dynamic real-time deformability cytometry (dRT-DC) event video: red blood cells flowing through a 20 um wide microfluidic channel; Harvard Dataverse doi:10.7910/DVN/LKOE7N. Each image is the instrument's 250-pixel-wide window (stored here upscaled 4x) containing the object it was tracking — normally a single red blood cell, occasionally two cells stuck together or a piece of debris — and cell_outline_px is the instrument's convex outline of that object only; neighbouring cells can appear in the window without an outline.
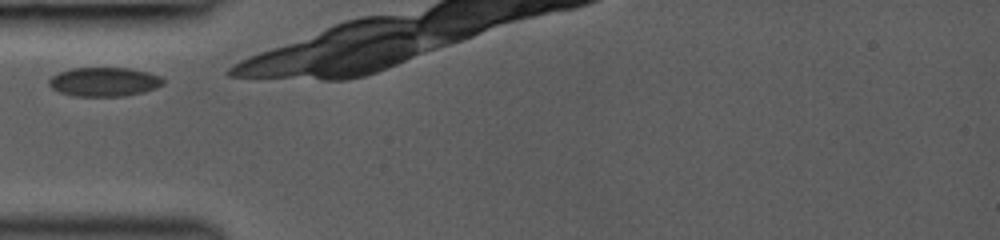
{"species": "common noctule bat (a hibernating species)", "species_latin": "Nyctalus noctula", "temperature_condition": "room temperature", "stored_images_in_passage": 25, "camera_frame_rate_fps": 3000, "um_per_image_px": 0.085, "animal": {"sex": "female", "body_mass_g": 19.0, "forearm_length_mm": 53.3}, "frame": {"image": 1, "passage_image": 1, "time_ms": 0.0, "image_size_px": [1000, 240], "cell_outline_px": [[164, 84], [156, 88], [144, 92], [124, 96], [72, 96], [60, 92], [52, 88], [48, 84], [48, 80], [52, 76], [60, 72], [72, 68], [128, 68], [148, 72], [160, 76], [164, 80]], "centroid_in_image_um": [8.86, 6.96], "position_along_channel_um": 76.1, "area_um2": 19.36}}
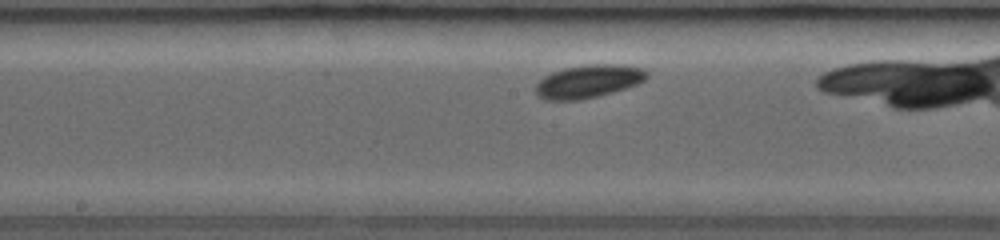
{"frame": {"image": 2, "passage_image": 10, "time_ms": 3.0, "image_size_px": [1000, 240], "cell_outline_px": [[648, 76], [640, 84], [612, 92], [580, 100], [544, 100], [536, 96], [536, 84], [544, 76], [552, 72], [564, 68], [588, 64], [620, 64], [644, 68], [648, 72]], "centroid_in_image_um": [50.03, 6.91], "position_along_channel_um": 198.2, "area_um2": 21.62}}
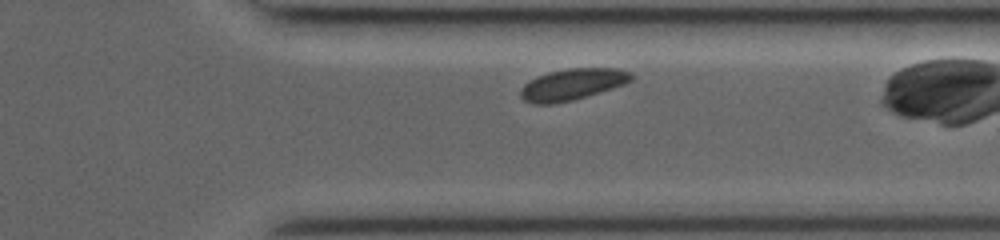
{"frame": {"image": 3, "passage_image": 22, "time_ms": 7.0, "image_size_px": [1000, 240], "cell_outline_px": [[632, 80], [624, 84], [572, 100], [552, 104], [532, 104], [524, 100], [520, 96], [520, 92], [524, 84], [536, 76], [548, 72], [568, 68], [620, 68], [632, 72]], "centroid_in_image_um": [48.63, 7.16], "position_along_channel_um": 362.8, "area_um2": 20.17}}